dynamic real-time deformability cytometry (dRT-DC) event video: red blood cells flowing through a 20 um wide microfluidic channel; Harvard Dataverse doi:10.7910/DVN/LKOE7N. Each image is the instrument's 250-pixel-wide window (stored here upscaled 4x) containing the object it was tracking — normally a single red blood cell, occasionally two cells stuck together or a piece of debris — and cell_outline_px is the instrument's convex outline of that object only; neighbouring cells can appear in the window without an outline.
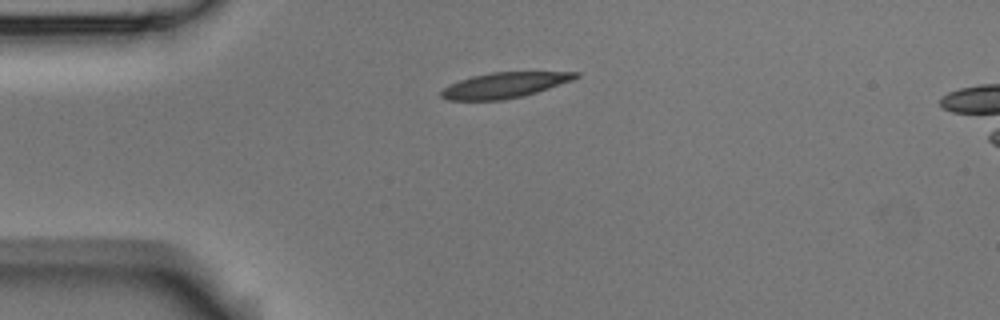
{"species": "Egyptian fruit bat (a non-hibernating species)", "species_latin": "Rousettus aegyptiacus", "temperature_condition": "room temperature", "stored_images_in_passage": 3, "camera_frame_rate_fps": 3000, "um_per_image_px": 0.085, "animal": {"sex": "male"}, "frame": {"image": 1, "passage_image": 1, "time_ms": 0.0, "image_size_px": [1000, 320], "cell_outline_px": [[580, 76], [572, 80], [524, 96], [500, 100], [448, 100], [440, 96], [440, 92], [444, 88], [460, 80], [472, 76], [492, 72], [580, 72]], "centroid_in_image_um": [42.88, 7.24], "position_along_channel_um": 42.1, "area_um2": 19.71}}
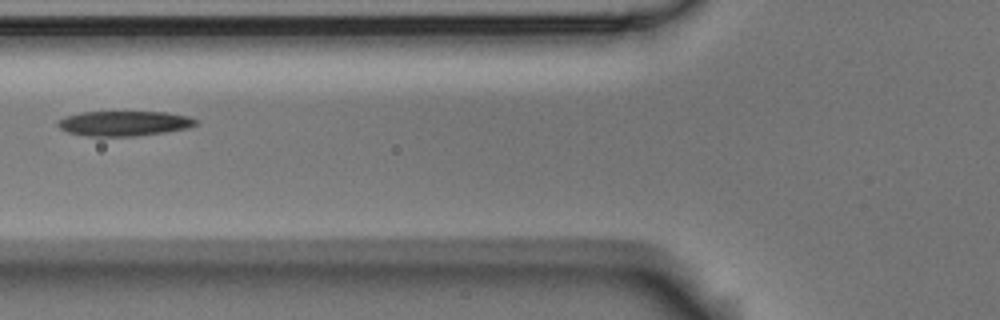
{"frame": {"image": 2, "passage_image": 3, "time_ms": 2.667, "image_size_px": [1000, 320], "cell_outline_px": [[200, 120], [196, 124], [188, 128], [164, 132], [136, 136], [88, 136], [68, 132], [60, 128], [56, 124], [56, 120], [80, 112], [168, 112], [188, 116]], "centroid_in_image_um": [10.56, 10.48], "position_along_channel_um": 115.2, "area_um2": 20.11}}